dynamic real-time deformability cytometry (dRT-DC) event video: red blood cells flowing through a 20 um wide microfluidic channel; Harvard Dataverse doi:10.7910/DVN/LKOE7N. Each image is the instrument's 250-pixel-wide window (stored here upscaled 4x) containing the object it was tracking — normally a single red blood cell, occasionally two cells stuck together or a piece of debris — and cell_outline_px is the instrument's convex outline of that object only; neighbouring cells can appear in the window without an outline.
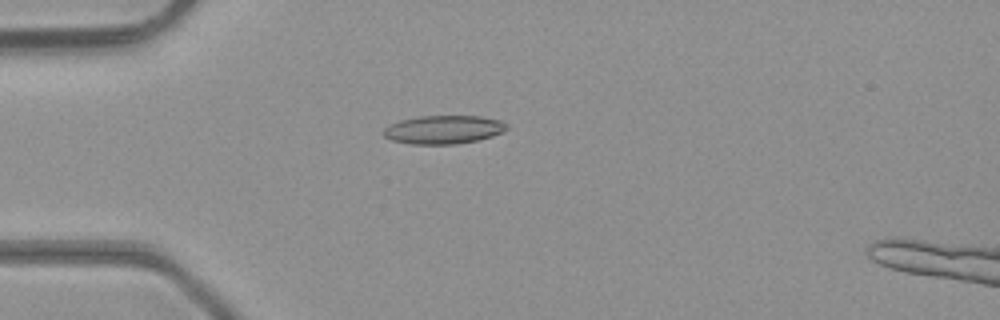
{"species": "common noctule bat (a hibernating species)", "species_latin": "Nyctalus noctula", "temperature_condition": "room temperature", "stored_images_in_passage": 4, "camera_frame_rate_fps": 3000, "um_per_image_px": 0.085, "animal": {"sex": "male", "body_mass_g": 23.1, "forearm_length_mm": 52.7}, "frame": {"image": 1, "passage_image": 2, "time_ms": 0.333, "image_size_px": [1000, 320], "cell_outline_px": [[508, 128], [492, 136], [476, 140], [456, 144], [412, 144], [392, 140], [384, 136], [380, 132], [388, 124], [400, 120], [420, 116], [480, 116], [500, 120], [508, 124]], "centroid_in_image_um": [37.66, 11.01], "position_along_channel_um": 47.3, "area_um2": 20.46}}
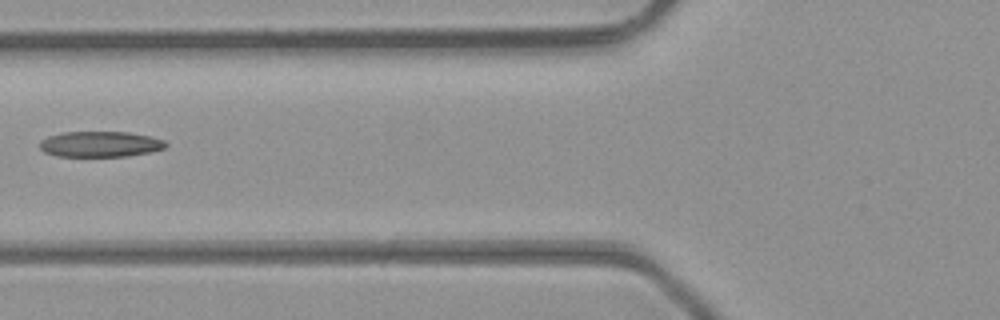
{"frame": {"image": 2, "passage_image": 4, "time_ms": 1.0, "image_size_px": [1000, 320], "cell_outline_px": [[168, 144], [164, 148], [148, 152], [128, 156], [56, 156], [44, 152], [40, 148], [40, 140], [48, 136], [64, 132], [128, 132], [148, 136], [164, 140]], "centroid_in_image_um": [8.49, 12.25], "position_along_channel_um": 117.3, "area_um2": 18.73}}